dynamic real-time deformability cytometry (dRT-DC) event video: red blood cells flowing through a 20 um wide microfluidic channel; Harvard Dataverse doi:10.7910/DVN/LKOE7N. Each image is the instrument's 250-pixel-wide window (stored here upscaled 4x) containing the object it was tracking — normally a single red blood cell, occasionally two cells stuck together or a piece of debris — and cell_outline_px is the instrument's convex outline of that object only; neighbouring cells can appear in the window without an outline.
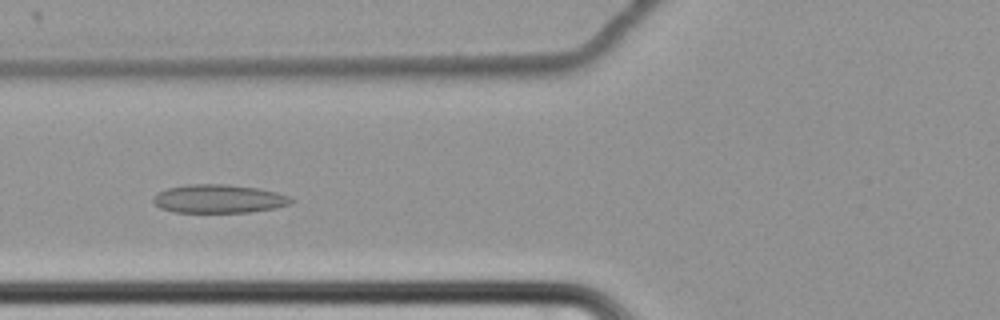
{"species": "common noctule bat (a hibernating species)", "species_latin": "Nyctalus noctula", "temperature_condition": "cold", "stored_images_in_passage": 43, "camera_frame_rate_fps": 3000, "um_per_image_px": 0.085, "animal": {"sex": "female", "body_mass_g": 22.7, "forearm_length_mm": 54.2}, "frame": {"image": 1, "passage_image": 7, "time_ms": 2.0, "image_size_px": [1000, 320], "cell_outline_px": [[296, 200], [292, 204], [276, 208], [248, 212], [172, 212], [160, 208], [152, 200], [152, 196], [156, 192], [168, 188], [188, 184], [224, 184], [256, 188], [276, 192], [288, 196]], "centroid_in_image_um": [18.58, 16.9], "position_along_channel_um": 107.2, "area_um2": 23.0}}
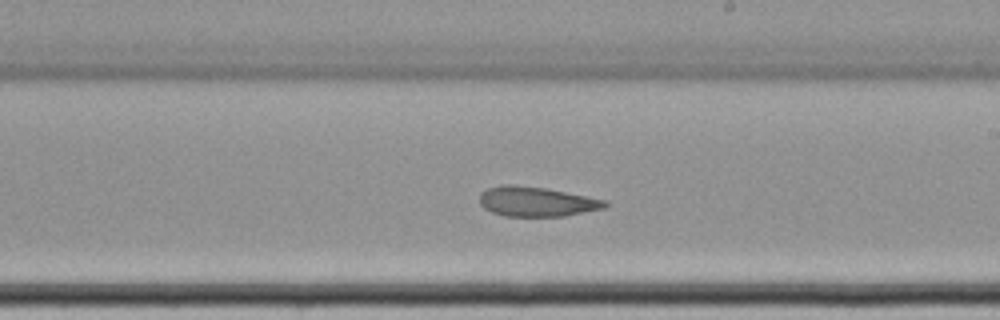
{"frame": {"image": 2, "passage_image": 19, "time_ms": 6.0, "image_size_px": [1000, 320], "cell_outline_px": [[608, 204], [604, 208], [564, 216], [504, 216], [492, 212], [484, 208], [480, 204], [480, 192], [488, 188], [504, 184], [512, 184], [544, 188], [604, 200]], "centroid_in_image_um": [45.54, 17.14], "position_along_channel_um": 243.5, "area_um2": 21.44}}
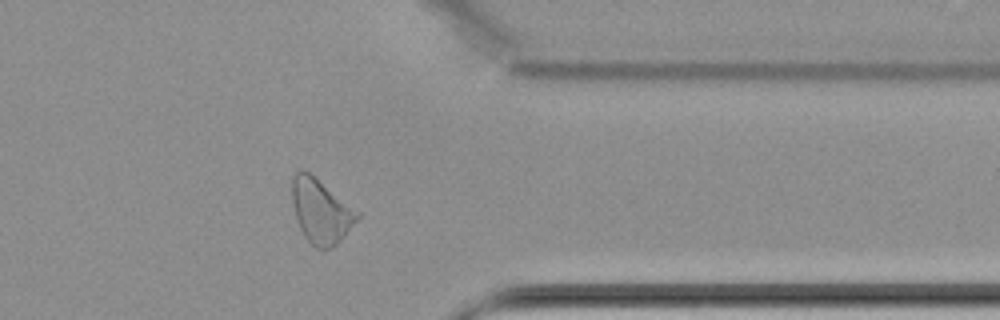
{"frame": {"image": 3, "passage_image": 32, "time_ms": 10.333, "image_size_px": [1000, 320], "cell_outline_px": [[360, 216], [344, 236], [332, 248], [316, 248], [304, 236], [296, 220], [292, 200], [292, 176], [296, 172], [308, 172], [360, 212]], "centroid_in_image_um": [27.27, 17.97], "position_along_channel_um": 384.1, "area_um2": 23.93}, "authors_computed_cell_mechanics": {"area_um2": 22.6576, "velocity_mm_per_s": 3.4127, "shape_relaxation_time_tau1_ms": null, "shape_relaxation_time_tau2_ms": 8.9295, "deformation_change_tau1": null, "deformation_change_tau2": 0.1499}}